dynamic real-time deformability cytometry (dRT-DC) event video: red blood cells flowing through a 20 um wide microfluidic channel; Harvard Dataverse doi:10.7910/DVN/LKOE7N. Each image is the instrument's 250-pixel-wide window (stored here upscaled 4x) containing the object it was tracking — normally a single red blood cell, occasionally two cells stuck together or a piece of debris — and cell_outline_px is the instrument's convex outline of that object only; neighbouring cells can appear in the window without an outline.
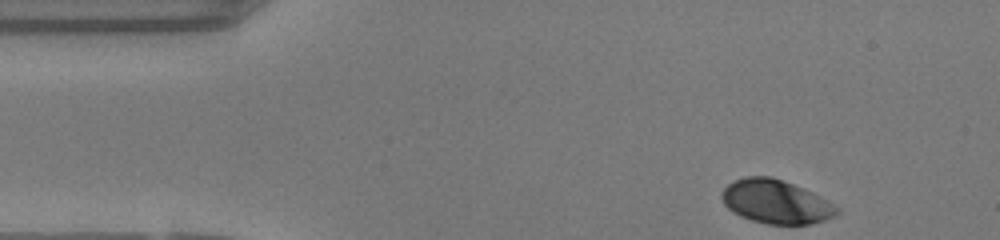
{"species": "human", "species_latin": "Homo sapiens", "temperature_condition": "warm", "stored_images_in_passage": 35, "camera_frame_rate_fps": 3000, "um_per_image_px": 0.085, "donor": {"sex": "female"}, "frame": {"image": 1, "passage_image": 1, "time_ms": 0.0, "image_size_px": [1000, 240], "cell_outline_px": [[840, 212], [836, 216], [812, 224], [768, 224], [752, 220], [740, 216], [732, 212], [724, 204], [720, 196], [720, 192], [728, 184], [744, 176], [772, 176], [804, 188], [828, 200], [840, 208]], "centroid_in_image_um": [65.96, 17.14], "position_along_channel_um": 19.0, "area_um2": 29.59}}
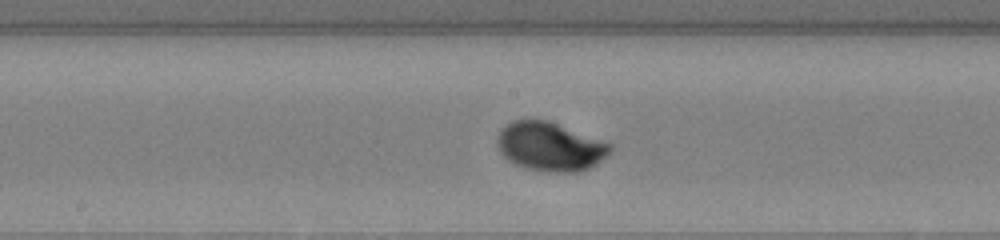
{"frame": {"image": 2, "passage_image": 20, "time_ms": 6.333, "image_size_px": [1000, 240], "cell_outline_px": [[612, 148], [596, 164], [580, 172], [548, 172], [524, 168], [508, 160], [500, 152], [496, 144], [496, 136], [512, 120], [548, 120], [612, 144]], "centroid_in_image_um": [46.72, 12.47], "position_along_channel_um": 201.5, "area_um2": 31.91}}
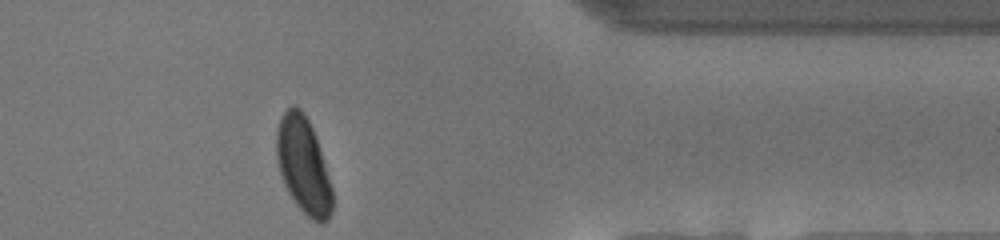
{"frame": {"image": 3, "passage_image": 35, "time_ms": 11.333, "image_size_px": [1000, 240], "cell_outline_px": [[332, 212], [328, 220], [324, 224], [320, 224], [312, 220], [296, 204], [288, 192], [284, 184], [280, 172], [276, 156], [276, 128], [284, 112], [292, 104], [300, 108], [304, 112], [316, 136], [320, 148], [332, 188]], "centroid_in_image_um": [25.79, 14.06], "position_along_channel_um": 385.6, "area_um2": 31.33}, "authors_computed_cell_mechanics": {"area_um2": 31.3276, "velocity_mm_per_s": 4.1135, "shape_relaxation_time_tau1_ms": 2.1677, "shape_relaxation_time_tau2_ms": null, "deformation_change_tau1": 0.1354, "deformation_change_tau2": null}}